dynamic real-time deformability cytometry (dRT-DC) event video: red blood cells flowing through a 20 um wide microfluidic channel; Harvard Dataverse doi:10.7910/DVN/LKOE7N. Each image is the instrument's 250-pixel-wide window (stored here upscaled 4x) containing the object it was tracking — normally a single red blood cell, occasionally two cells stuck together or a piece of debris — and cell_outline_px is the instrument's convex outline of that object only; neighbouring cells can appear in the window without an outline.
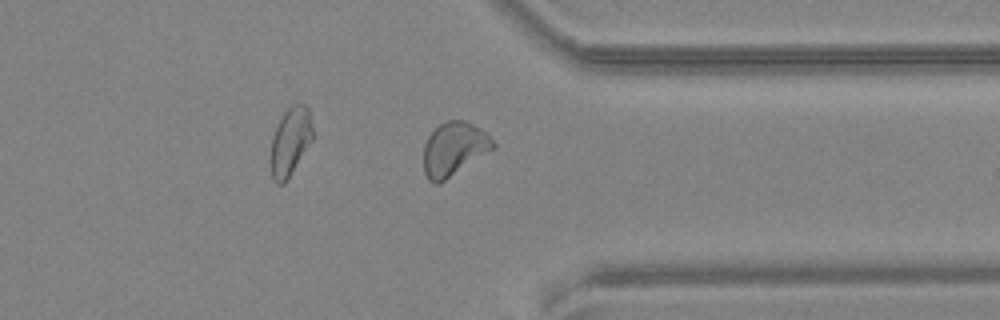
{"species": "common noctule bat (a hibernating species)", "species_latin": "Nyctalus noctula", "temperature_condition": "warm", "stored_images_in_passage": 13, "camera_frame_rate_fps": 3000, "um_per_image_px": 0.085, "animal": {"sex": "female", "body_mass_g": 24.6, "forearm_length_mm": 56.2}, "frame": {"image": 1, "passage_image": 11, "time_ms": 3.333, "image_size_px": [1000, 320], "cell_outline_px": [[496, 148], [440, 184], [436, 184], [428, 180], [424, 172], [424, 144], [428, 136], [440, 124], [448, 120], [468, 120], [480, 128], [496, 144]], "centroid_in_image_um": [38.6, 12.67], "position_along_channel_um": 372.8, "area_um2": 21.91}}